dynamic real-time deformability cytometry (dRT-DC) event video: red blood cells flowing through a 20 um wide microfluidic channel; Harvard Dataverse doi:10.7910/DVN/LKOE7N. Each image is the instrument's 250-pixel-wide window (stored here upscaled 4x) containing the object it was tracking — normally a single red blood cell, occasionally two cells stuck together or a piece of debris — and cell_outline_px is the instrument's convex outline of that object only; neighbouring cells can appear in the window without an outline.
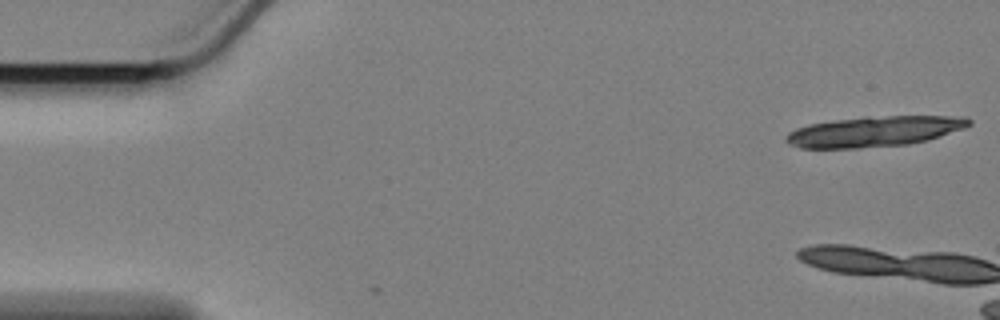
{"species": "Egyptian fruit bat (a non-hibernating species)", "species_latin": "Rousettus aegyptiacus", "temperature_condition": "cold", "stored_images_in_passage": 4, "camera_frame_rate_fps": 3000, "um_per_image_px": 0.085, "animal": {"sex": "female"}, "frame": {"image": 1, "passage_image": 1, "time_ms": 0.0, "image_size_px": [1000, 320], "cell_outline_px": [[972, 124], [964, 128], [928, 140], [908, 144], [860, 148], [800, 148], [788, 144], [784, 140], [784, 136], [788, 132], [796, 128], [808, 124], [864, 116], [968, 116], [972, 120]], "centroid_in_image_um": [74.31, 11.17], "position_along_channel_um": 10.7, "area_um2": 32.77}}